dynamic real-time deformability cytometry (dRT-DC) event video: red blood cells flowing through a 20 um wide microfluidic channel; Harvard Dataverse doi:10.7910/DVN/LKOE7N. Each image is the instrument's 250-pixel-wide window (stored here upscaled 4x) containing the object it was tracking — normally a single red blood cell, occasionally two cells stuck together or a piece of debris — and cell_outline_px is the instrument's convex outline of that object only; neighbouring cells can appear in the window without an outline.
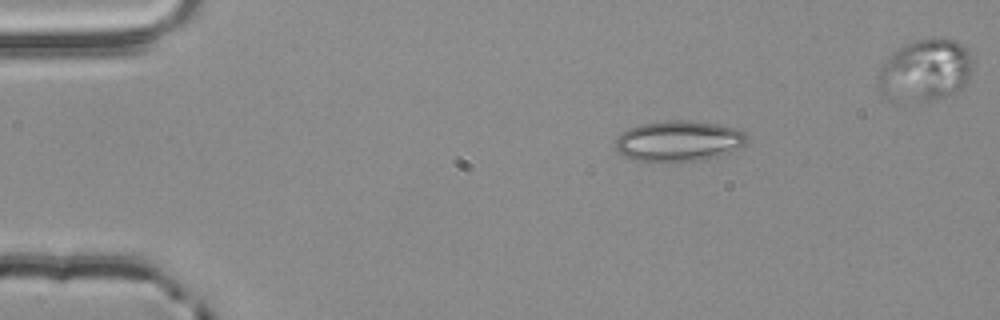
{"species": "common noctule bat (a hibernating species)", "species_latin": "Nyctalus noctula", "temperature_condition": "room temperature", "stored_images_in_passage": 3, "camera_frame_rate_fps": 3000, "um_per_image_px": 0.085, "animal": {"sex": "male", "body_mass_g": 20.4}, "frame": {"image": 1, "passage_image": 1, "time_ms": 0.0, "image_size_px": [1000, 320], "cell_outline_px": [[748, 140], [744, 144], [716, 156], [700, 160], [652, 164], [636, 160], [624, 156], [616, 148], [616, 140], [628, 128], [640, 124], [664, 120], [680, 120], [716, 124], [732, 128], [744, 132], [748, 136]], "centroid_in_image_um": [57.62, 12.01], "position_along_channel_um": 27.4, "area_um2": 31.1}}